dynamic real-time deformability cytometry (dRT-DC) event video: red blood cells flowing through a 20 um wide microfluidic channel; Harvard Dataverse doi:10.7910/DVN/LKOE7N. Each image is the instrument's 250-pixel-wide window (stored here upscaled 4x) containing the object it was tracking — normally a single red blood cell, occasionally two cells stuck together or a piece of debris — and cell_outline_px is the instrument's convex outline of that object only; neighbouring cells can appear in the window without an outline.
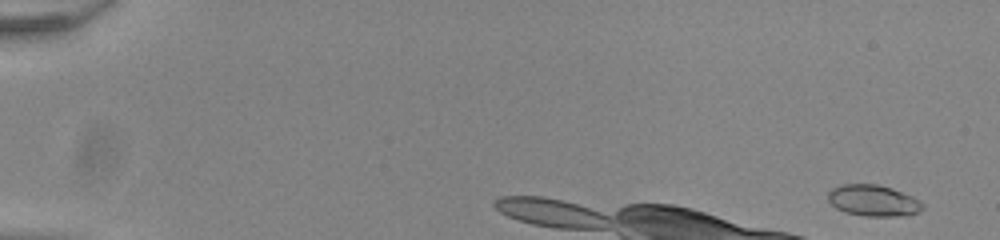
{"species": "common noctule bat (a hibernating species)", "species_latin": "Nyctalus noctula", "temperature_condition": "room temperature", "stored_images_in_passage": 9, "camera_frame_rate_fps": 3000, "um_per_image_px": 0.085, "animal": {"sex": "male", "body_mass_g": 20.0, "forearm_length_mm": 53.3}, "frame": {"image": 1, "passage_image": 2, "time_ms": 0.333, "image_size_px": [1000, 240], "cell_outline_px": [[924, 208], [908, 216], [864, 216], [844, 212], [836, 208], [828, 200], [828, 192], [832, 188], [840, 184], [876, 184], [892, 188], [912, 196], [920, 200], [924, 204]], "centroid_in_image_um": [74.23, 17.05], "position_along_channel_um": 10.8, "area_um2": 17.4}}